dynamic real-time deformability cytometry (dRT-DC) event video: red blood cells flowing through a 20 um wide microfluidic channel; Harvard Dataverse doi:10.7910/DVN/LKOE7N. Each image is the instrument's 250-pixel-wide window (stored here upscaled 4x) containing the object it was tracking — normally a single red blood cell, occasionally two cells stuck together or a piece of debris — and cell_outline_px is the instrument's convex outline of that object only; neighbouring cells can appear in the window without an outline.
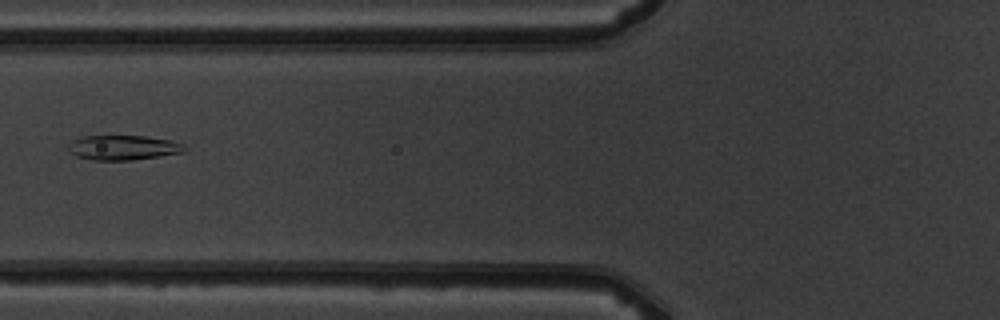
{"species": "common noctule bat (a hibernating species)", "species_latin": "Nyctalus noctula", "temperature_condition": "warm", "stored_images_in_passage": 3, "camera_frame_rate_fps": 3000, "um_per_image_px": 0.085, "animal": {"sex": "male", "body_mass_g": 19.5, "forearm_length_mm": 54.6}, "frame": {"image": 1, "passage_image": 2, "time_ms": 1.333, "image_size_px": [1000, 320], "cell_outline_px": [[188, 148], [184, 152], [160, 156], [132, 160], [92, 160], [76, 156], [68, 152], [68, 144], [72, 140], [84, 136], [144, 136], [172, 140], [184, 144]], "centroid_in_image_um": [10.47, 12.55], "position_along_channel_um": 115.3, "area_um2": 16.94}}